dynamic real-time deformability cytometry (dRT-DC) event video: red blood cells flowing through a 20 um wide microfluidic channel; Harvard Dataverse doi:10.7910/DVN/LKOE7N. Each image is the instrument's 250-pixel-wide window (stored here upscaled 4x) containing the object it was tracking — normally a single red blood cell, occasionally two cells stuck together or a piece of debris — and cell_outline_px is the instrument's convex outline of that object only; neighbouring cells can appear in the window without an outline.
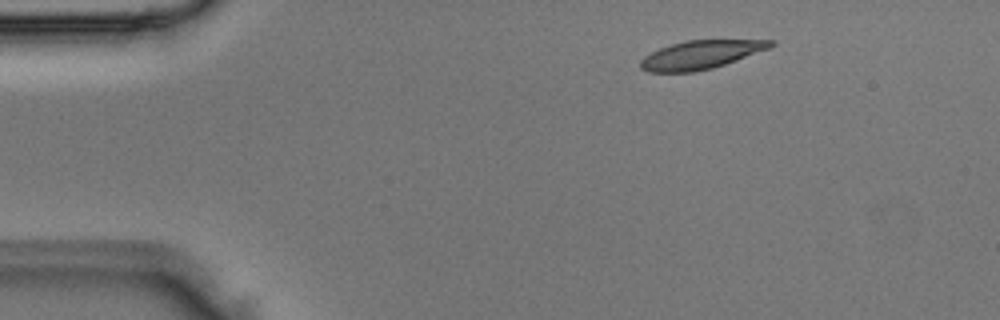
{"species": "Egyptian fruit bat (a non-hibernating species)", "species_latin": "Rousettus aegyptiacus", "temperature_condition": "room temperature", "stored_images_in_passage": 3, "camera_frame_rate_fps": 3000, "um_per_image_px": 0.085, "animal": {"sex": "male"}, "frame": {"image": 1, "passage_image": 1, "time_ms": 0.0, "image_size_px": [1000, 320], "cell_outline_px": [[776, 44], [768, 48], [736, 60], [712, 68], [696, 72], [648, 72], [640, 68], [640, 60], [644, 56], [660, 48], [672, 44], [688, 40], [776, 40]], "centroid_in_image_um": [59.54, 4.66], "position_along_channel_um": 25.5, "area_um2": 21.39}}